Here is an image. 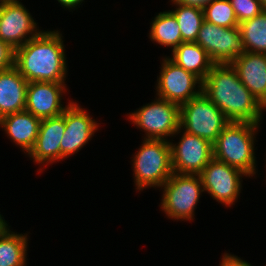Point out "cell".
Listing matches in <instances>:
<instances>
[{"label": "cell", "mask_w": 266, "mask_h": 266, "mask_svg": "<svg viewBox=\"0 0 266 266\" xmlns=\"http://www.w3.org/2000/svg\"><path fill=\"white\" fill-rule=\"evenodd\" d=\"M202 86L203 93L229 122L261 124L266 108L239 80L231 64H214Z\"/></svg>", "instance_id": "1"}, {"label": "cell", "mask_w": 266, "mask_h": 266, "mask_svg": "<svg viewBox=\"0 0 266 266\" xmlns=\"http://www.w3.org/2000/svg\"><path fill=\"white\" fill-rule=\"evenodd\" d=\"M62 39L58 30H42L15 50L14 67L28 83H65L68 68Z\"/></svg>", "instance_id": "2"}, {"label": "cell", "mask_w": 266, "mask_h": 266, "mask_svg": "<svg viewBox=\"0 0 266 266\" xmlns=\"http://www.w3.org/2000/svg\"><path fill=\"white\" fill-rule=\"evenodd\" d=\"M259 126L252 122H229L213 143V157L252 178L257 173L254 146Z\"/></svg>", "instance_id": "3"}, {"label": "cell", "mask_w": 266, "mask_h": 266, "mask_svg": "<svg viewBox=\"0 0 266 266\" xmlns=\"http://www.w3.org/2000/svg\"><path fill=\"white\" fill-rule=\"evenodd\" d=\"M136 191L161 186L173 174L171 147L167 140L144 139L131 160Z\"/></svg>", "instance_id": "4"}, {"label": "cell", "mask_w": 266, "mask_h": 266, "mask_svg": "<svg viewBox=\"0 0 266 266\" xmlns=\"http://www.w3.org/2000/svg\"><path fill=\"white\" fill-rule=\"evenodd\" d=\"M160 189H163L160 208L169 219L177 221L195 219V209L204 192L199 174L173 172Z\"/></svg>", "instance_id": "5"}, {"label": "cell", "mask_w": 266, "mask_h": 266, "mask_svg": "<svg viewBox=\"0 0 266 266\" xmlns=\"http://www.w3.org/2000/svg\"><path fill=\"white\" fill-rule=\"evenodd\" d=\"M180 128L214 143L229 123L223 112L203 93L180 106Z\"/></svg>", "instance_id": "6"}, {"label": "cell", "mask_w": 266, "mask_h": 266, "mask_svg": "<svg viewBox=\"0 0 266 266\" xmlns=\"http://www.w3.org/2000/svg\"><path fill=\"white\" fill-rule=\"evenodd\" d=\"M129 121L145 132L143 139H163L174 137L180 127V106L160 97L143 105L138 110L127 113Z\"/></svg>", "instance_id": "7"}, {"label": "cell", "mask_w": 266, "mask_h": 266, "mask_svg": "<svg viewBox=\"0 0 266 266\" xmlns=\"http://www.w3.org/2000/svg\"><path fill=\"white\" fill-rule=\"evenodd\" d=\"M159 74L156 95L169 102L181 106L202 92L203 82L173 62L169 56L163 57Z\"/></svg>", "instance_id": "8"}, {"label": "cell", "mask_w": 266, "mask_h": 266, "mask_svg": "<svg viewBox=\"0 0 266 266\" xmlns=\"http://www.w3.org/2000/svg\"><path fill=\"white\" fill-rule=\"evenodd\" d=\"M196 43L214 64H231L245 52L239 26L221 27L204 21Z\"/></svg>", "instance_id": "9"}, {"label": "cell", "mask_w": 266, "mask_h": 266, "mask_svg": "<svg viewBox=\"0 0 266 266\" xmlns=\"http://www.w3.org/2000/svg\"><path fill=\"white\" fill-rule=\"evenodd\" d=\"M199 175L204 192L226 207H232L238 200L242 189V178L247 177L242 171L214 157Z\"/></svg>", "instance_id": "10"}, {"label": "cell", "mask_w": 266, "mask_h": 266, "mask_svg": "<svg viewBox=\"0 0 266 266\" xmlns=\"http://www.w3.org/2000/svg\"><path fill=\"white\" fill-rule=\"evenodd\" d=\"M181 132L178 143L169 141L172 170L179 174H200L213 159V144L180 127L174 137Z\"/></svg>", "instance_id": "11"}, {"label": "cell", "mask_w": 266, "mask_h": 266, "mask_svg": "<svg viewBox=\"0 0 266 266\" xmlns=\"http://www.w3.org/2000/svg\"><path fill=\"white\" fill-rule=\"evenodd\" d=\"M20 0H0V39L15 50L42 30Z\"/></svg>", "instance_id": "12"}, {"label": "cell", "mask_w": 266, "mask_h": 266, "mask_svg": "<svg viewBox=\"0 0 266 266\" xmlns=\"http://www.w3.org/2000/svg\"><path fill=\"white\" fill-rule=\"evenodd\" d=\"M86 111L77 102H68L65 109V131L60 142L61 160L84 148L98 130V121Z\"/></svg>", "instance_id": "13"}, {"label": "cell", "mask_w": 266, "mask_h": 266, "mask_svg": "<svg viewBox=\"0 0 266 266\" xmlns=\"http://www.w3.org/2000/svg\"><path fill=\"white\" fill-rule=\"evenodd\" d=\"M67 84L54 82H29L25 110L42 119L63 114L68 105H62V95Z\"/></svg>", "instance_id": "14"}, {"label": "cell", "mask_w": 266, "mask_h": 266, "mask_svg": "<svg viewBox=\"0 0 266 266\" xmlns=\"http://www.w3.org/2000/svg\"><path fill=\"white\" fill-rule=\"evenodd\" d=\"M65 131L63 114L41 120L38 136L28 156L34 163L44 166L61 161L60 142Z\"/></svg>", "instance_id": "15"}, {"label": "cell", "mask_w": 266, "mask_h": 266, "mask_svg": "<svg viewBox=\"0 0 266 266\" xmlns=\"http://www.w3.org/2000/svg\"><path fill=\"white\" fill-rule=\"evenodd\" d=\"M231 65L239 80L266 108V54L245 51Z\"/></svg>", "instance_id": "16"}, {"label": "cell", "mask_w": 266, "mask_h": 266, "mask_svg": "<svg viewBox=\"0 0 266 266\" xmlns=\"http://www.w3.org/2000/svg\"><path fill=\"white\" fill-rule=\"evenodd\" d=\"M40 123V118L26 110L6 115L0 119L2 130L27 155L35 145Z\"/></svg>", "instance_id": "17"}, {"label": "cell", "mask_w": 266, "mask_h": 266, "mask_svg": "<svg viewBox=\"0 0 266 266\" xmlns=\"http://www.w3.org/2000/svg\"><path fill=\"white\" fill-rule=\"evenodd\" d=\"M28 81L12 67L0 72V119L26 108Z\"/></svg>", "instance_id": "18"}, {"label": "cell", "mask_w": 266, "mask_h": 266, "mask_svg": "<svg viewBox=\"0 0 266 266\" xmlns=\"http://www.w3.org/2000/svg\"><path fill=\"white\" fill-rule=\"evenodd\" d=\"M169 58L186 71L196 75L202 82L214 65L206 51L196 42L181 43L172 51Z\"/></svg>", "instance_id": "19"}, {"label": "cell", "mask_w": 266, "mask_h": 266, "mask_svg": "<svg viewBox=\"0 0 266 266\" xmlns=\"http://www.w3.org/2000/svg\"><path fill=\"white\" fill-rule=\"evenodd\" d=\"M9 228L0 233V266H26L28 234H17Z\"/></svg>", "instance_id": "20"}, {"label": "cell", "mask_w": 266, "mask_h": 266, "mask_svg": "<svg viewBox=\"0 0 266 266\" xmlns=\"http://www.w3.org/2000/svg\"><path fill=\"white\" fill-rule=\"evenodd\" d=\"M150 24L149 38L153 43L171 47V52L183 43L179 24L170 10L159 12Z\"/></svg>", "instance_id": "21"}, {"label": "cell", "mask_w": 266, "mask_h": 266, "mask_svg": "<svg viewBox=\"0 0 266 266\" xmlns=\"http://www.w3.org/2000/svg\"><path fill=\"white\" fill-rule=\"evenodd\" d=\"M239 27L244 50L266 54V11L239 23Z\"/></svg>", "instance_id": "22"}, {"label": "cell", "mask_w": 266, "mask_h": 266, "mask_svg": "<svg viewBox=\"0 0 266 266\" xmlns=\"http://www.w3.org/2000/svg\"><path fill=\"white\" fill-rule=\"evenodd\" d=\"M175 10H170L176 17L181 37L183 42H196L198 32L202 27L204 19V12L197 7L185 6L174 3Z\"/></svg>", "instance_id": "23"}, {"label": "cell", "mask_w": 266, "mask_h": 266, "mask_svg": "<svg viewBox=\"0 0 266 266\" xmlns=\"http://www.w3.org/2000/svg\"><path fill=\"white\" fill-rule=\"evenodd\" d=\"M204 19L221 27H237L238 20L229 0H214L204 9Z\"/></svg>", "instance_id": "24"}, {"label": "cell", "mask_w": 266, "mask_h": 266, "mask_svg": "<svg viewBox=\"0 0 266 266\" xmlns=\"http://www.w3.org/2000/svg\"><path fill=\"white\" fill-rule=\"evenodd\" d=\"M234 9V13L241 23L245 20L252 19L263 11L260 0H229Z\"/></svg>", "instance_id": "25"}, {"label": "cell", "mask_w": 266, "mask_h": 266, "mask_svg": "<svg viewBox=\"0 0 266 266\" xmlns=\"http://www.w3.org/2000/svg\"><path fill=\"white\" fill-rule=\"evenodd\" d=\"M15 49L0 39V72L14 67Z\"/></svg>", "instance_id": "26"}, {"label": "cell", "mask_w": 266, "mask_h": 266, "mask_svg": "<svg viewBox=\"0 0 266 266\" xmlns=\"http://www.w3.org/2000/svg\"><path fill=\"white\" fill-rule=\"evenodd\" d=\"M220 266H252L247 261L241 259L236 255H232L229 253H224L221 258Z\"/></svg>", "instance_id": "27"}, {"label": "cell", "mask_w": 266, "mask_h": 266, "mask_svg": "<svg viewBox=\"0 0 266 266\" xmlns=\"http://www.w3.org/2000/svg\"><path fill=\"white\" fill-rule=\"evenodd\" d=\"M176 4L197 7L200 9H204L207 5L212 3L214 0H172Z\"/></svg>", "instance_id": "28"}, {"label": "cell", "mask_w": 266, "mask_h": 266, "mask_svg": "<svg viewBox=\"0 0 266 266\" xmlns=\"http://www.w3.org/2000/svg\"><path fill=\"white\" fill-rule=\"evenodd\" d=\"M58 3L61 4L62 7L68 8L72 11V9H77V6L79 7L84 0H57Z\"/></svg>", "instance_id": "29"}, {"label": "cell", "mask_w": 266, "mask_h": 266, "mask_svg": "<svg viewBox=\"0 0 266 266\" xmlns=\"http://www.w3.org/2000/svg\"><path fill=\"white\" fill-rule=\"evenodd\" d=\"M3 215L0 214V233L8 226L7 221H5Z\"/></svg>", "instance_id": "30"}, {"label": "cell", "mask_w": 266, "mask_h": 266, "mask_svg": "<svg viewBox=\"0 0 266 266\" xmlns=\"http://www.w3.org/2000/svg\"><path fill=\"white\" fill-rule=\"evenodd\" d=\"M260 1H261L263 10L266 11V0H260Z\"/></svg>", "instance_id": "31"}]
</instances>
